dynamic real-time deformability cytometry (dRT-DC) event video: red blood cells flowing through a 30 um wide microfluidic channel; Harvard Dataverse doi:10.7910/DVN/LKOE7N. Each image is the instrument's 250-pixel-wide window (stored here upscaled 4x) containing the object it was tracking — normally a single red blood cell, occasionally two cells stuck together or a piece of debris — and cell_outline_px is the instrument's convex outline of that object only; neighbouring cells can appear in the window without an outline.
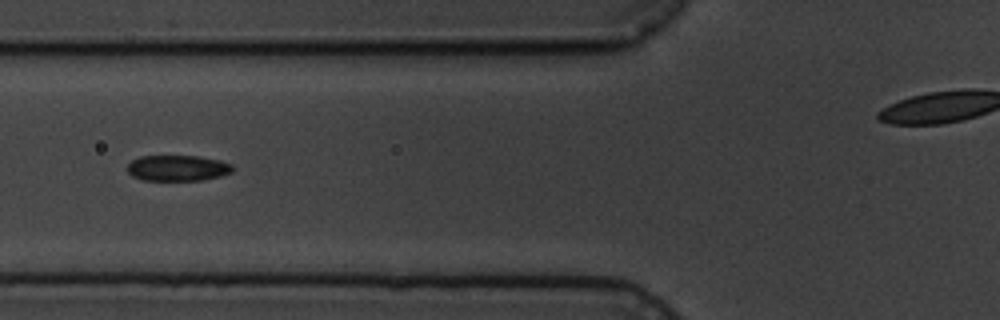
{"species": "common noctule bat (a hibernating species)", "species_latin": "Nyctalus noctula", "temperature_condition": "cold", "stored_images_in_passage": 11, "segment_of_instrument_passage": [1, 2], "camera_frame_rate_fps": 3000, "um_per_image_px": 0.085, "animal": {"sex": "male", "body_mass_g": 19.5, "forearm_length_mm": 54.6}, "frame": {"image": 1, "passage_image": 5, "time_ms": 4.667, "image_size_px": [1000, 320], "cell_outline_px": [[232, 172], [220, 176], [204, 180], [144, 180], [132, 176], [128, 172], [128, 164], [132, 160], [140, 156], [200, 156], [220, 160], [232, 164]], "centroid_in_image_um": [15.11, 14.28], "position_along_channel_um": 110.7, "area_um2": 15.84}}
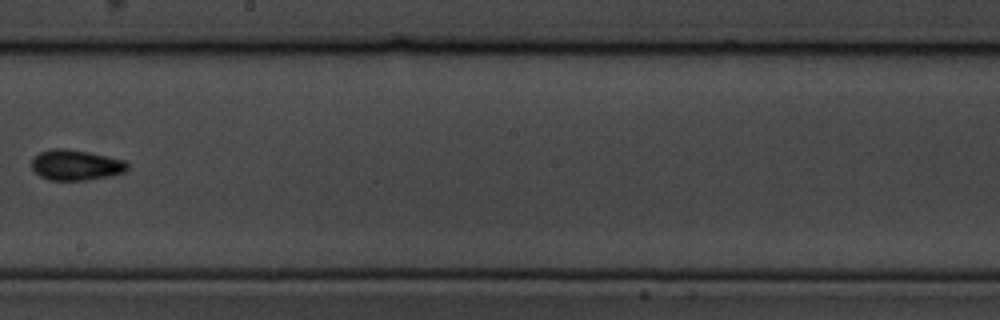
{"frame": {"image": 2, "passage_image": 8, "time_ms": 8.333, "image_size_px": [1000, 320], "cell_outline_px": [[128, 168], [124, 172], [112, 176], [88, 180], [48, 180], [40, 176], [32, 168], [32, 160], [40, 152], [52, 148], [68, 148], [88, 152], [124, 160], [128, 164]], "centroid_in_image_um": [6.45, 14.03], "position_along_channel_um": 241.7, "area_um2": 17.05}}
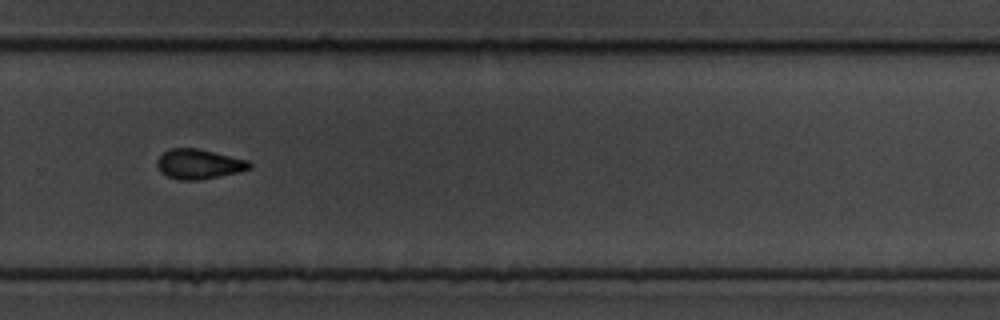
{"frame": {"image": 3, "passage_image": 10, "time_ms": 10.333, "image_size_px": [1000, 320], "cell_outline_px": [[252, 168], [240, 172], [200, 180], [180, 180], [168, 176], [160, 172], [156, 164], [156, 160], [164, 152], [172, 148], [196, 148], [248, 160], [252, 164]], "centroid_in_image_um": [16.91, 13.95], "position_along_channel_um": 312.9, "area_um2": 16.07}}